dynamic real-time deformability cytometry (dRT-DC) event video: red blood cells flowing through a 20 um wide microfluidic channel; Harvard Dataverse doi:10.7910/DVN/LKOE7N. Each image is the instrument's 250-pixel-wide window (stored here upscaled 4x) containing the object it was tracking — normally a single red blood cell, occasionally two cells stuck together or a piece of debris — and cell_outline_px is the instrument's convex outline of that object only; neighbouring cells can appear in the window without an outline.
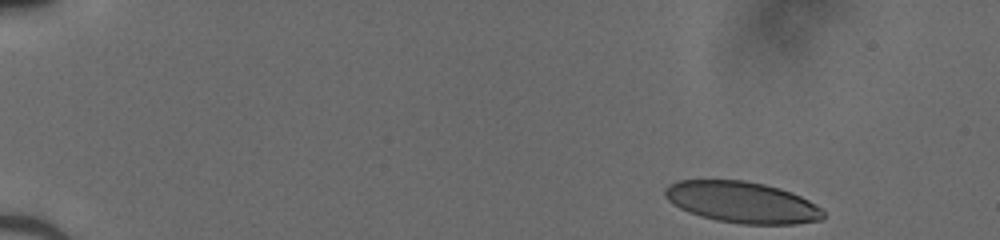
{"species": "human", "species_latin": "Homo sapiens", "temperature_condition": "cold", "stored_images_in_passage": 45, "camera_frame_rate_fps": 3000, "um_per_image_px": 0.085, "donor": {"sex": "male"}, "frame": {"image": 1, "passage_image": 1, "time_ms": 0.0, "image_size_px": [1000, 240], "cell_outline_px": [[824, 216], [820, 220], [796, 224], [740, 224], [716, 220], [700, 216], [688, 212], [680, 208], [668, 200], [664, 196], [664, 188], [668, 184], [680, 180], [744, 180], [764, 184], [780, 188], [792, 192], [816, 204], [824, 212]], "centroid_in_image_um": [63.06, 17.19], "position_along_channel_um": 21.9, "area_um2": 38.21}}
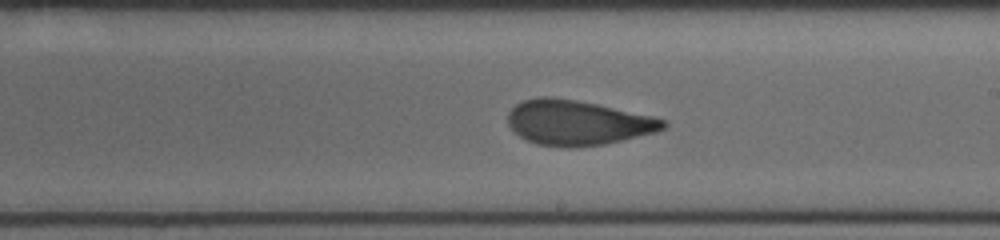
{"frame": {"image": 2, "passage_image": 26, "time_ms": 8.333, "image_size_px": [1000, 240], "cell_outline_px": [[668, 124], [664, 128], [656, 132], [604, 144], [576, 148], [568, 148], [536, 144], [520, 136], [508, 124], [508, 112], [516, 104], [524, 100], [540, 96], [548, 96], [576, 100], [596, 104], [652, 116], [664, 120]], "centroid_in_image_um": [49.07, 10.43], "position_along_channel_um": 239.9, "area_um2": 40.46}}
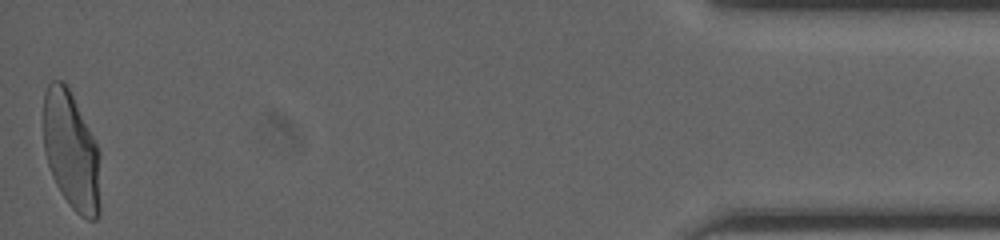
{"frame": {"image": 3, "passage_image": 45, "time_ms": 14.667, "image_size_px": [1000, 240], "cell_outline_px": [[100, 216], [96, 220], [88, 220], [80, 216], [68, 204], [56, 184], [52, 176], [48, 164], [44, 148], [44, 92], [48, 84], [52, 80], [64, 80], [68, 84], [100, 152]], "centroid_in_image_um": [6.08, 12.83], "position_along_channel_um": 429.1, "area_um2": 39.77}}